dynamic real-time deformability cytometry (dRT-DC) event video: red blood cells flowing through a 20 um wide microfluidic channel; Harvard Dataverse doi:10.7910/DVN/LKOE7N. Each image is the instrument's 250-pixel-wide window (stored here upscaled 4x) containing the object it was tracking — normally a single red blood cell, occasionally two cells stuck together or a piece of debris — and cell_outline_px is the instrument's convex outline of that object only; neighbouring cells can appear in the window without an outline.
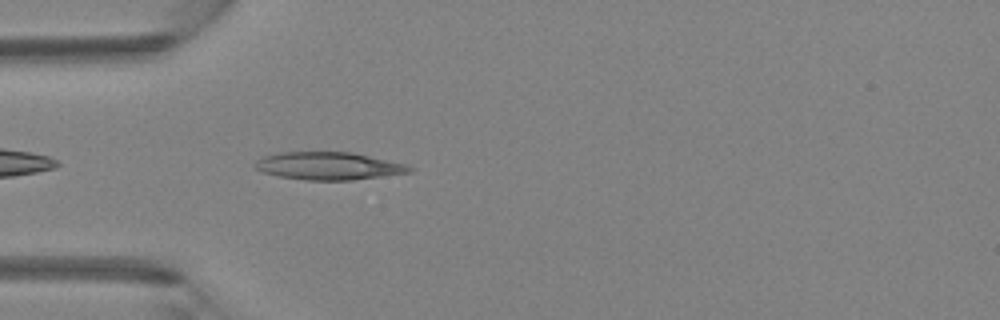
{"species": "Egyptian fruit bat (a non-hibernating species)", "species_latin": "Rousettus aegyptiacus", "temperature_condition": "room temperature", "stored_images_in_passage": 3, "camera_frame_rate_fps": 3000, "um_per_image_px": 0.085, "animal": {"sex": "female"}, "frame": {"image": 1, "passage_image": 3, "time_ms": 2.333, "image_size_px": [1000, 320], "cell_outline_px": [[416, 168], [412, 172], [352, 180], [308, 180], [280, 176], [264, 172], [256, 168], [252, 164], [256, 160], [264, 156], [280, 152], [352, 152], [404, 164]], "centroid_in_image_um": [27.93, 14.1], "position_along_channel_um": 57.1, "area_um2": 24.74}}